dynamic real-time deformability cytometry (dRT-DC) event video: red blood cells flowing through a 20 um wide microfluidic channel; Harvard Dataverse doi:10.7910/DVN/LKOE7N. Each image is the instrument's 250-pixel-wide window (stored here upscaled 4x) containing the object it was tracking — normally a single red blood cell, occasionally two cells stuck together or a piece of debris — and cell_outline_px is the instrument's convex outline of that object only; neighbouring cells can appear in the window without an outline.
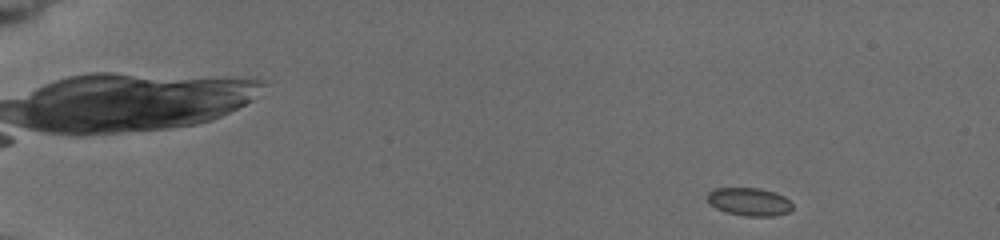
{"species": "common noctule bat (a hibernating species)", "species_latin": "Nyctalus noctula", "temperature_condition": "cold", "stored_images_in_passage": 34, "camera_frame_rate_fps": 3000, "um_per_image_px": 0.085, "animal": {"sex": "female", "body_mass_g": 19.5, "forearm_length_mm": 54.1}, "frame": {"image": 1, "passage_image": 4, "time_ms": 1.0, "image_size_px": [1000, 240], "cell_outline_px": [[792, 208], [788, 212], [772, 216], [748, 216], [724, 212], [716, 208], [708, 200], [708, 192], [716, 188], [760, 188], [784, 196], [792, 204]], "centroid_in_image_um": [63.68, 17.15], "position_along_channel_um": 21.3, "area_um2": 13.7}}
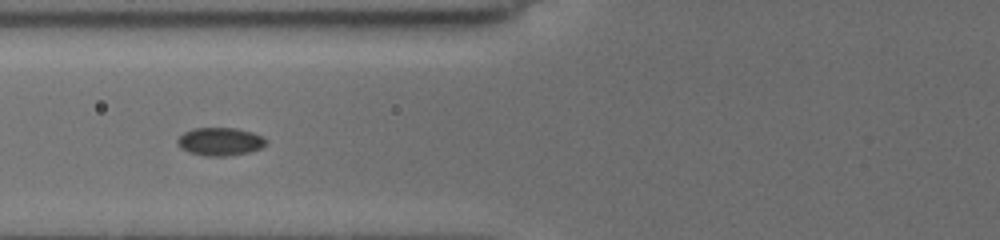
{"frame": {"image": 2, "passage_image": 21, "time_ms": 6.667, "image_size_px": [1000, 240], "cell_outline_px": [[268, 140], [260, 148], [248, 152], [224, 156], [204, 156], [188, 152], [180, 148], [176, 144], [176, 140], [184, 132], [192, 128], [236, 128], [252, 132], [264, 136]], "centroid_in_image_um": [18.67, 12.03], "position_along_channel_um": 107.1, "area_um2": 14.57}}
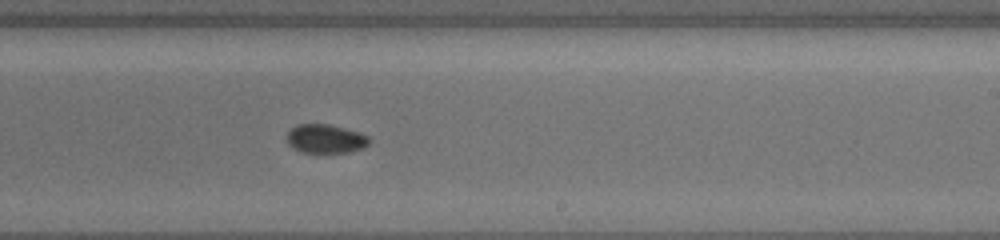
{"frame": {"image": 3, "passage_image": 34, "time_ms": 10.667, "image_size_px": [1000, 240], "cell_outline_px": [[372, 140], [364, 148], [348, 152], [300, 152], [292, 148], [284, 140], [288, 132], [296, 124], [328, 124], [360, 132], [368, 136]], "centroid_in_image_um": [27.65, 11.79], "position_along_channel_um": 261.3, "area_um2": 14.05}}